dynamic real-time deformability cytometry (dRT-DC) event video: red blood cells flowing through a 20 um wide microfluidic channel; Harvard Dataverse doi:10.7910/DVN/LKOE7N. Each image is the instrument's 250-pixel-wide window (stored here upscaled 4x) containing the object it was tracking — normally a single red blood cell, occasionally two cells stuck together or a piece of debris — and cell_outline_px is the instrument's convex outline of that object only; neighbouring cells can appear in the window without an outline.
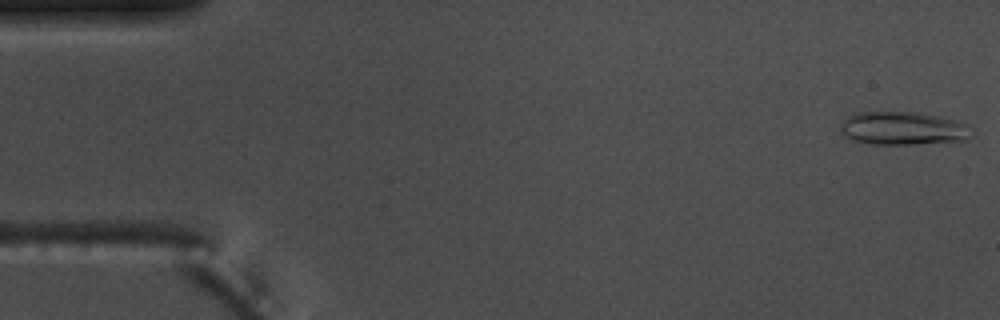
{"species": "common noctule bat (a hibernating species)", "species_latin": "Nyctalus noctula", "temperature_condition": "warm", "stored_images_in_passage": 5, "camera_frame_rate_fps": 3000, "um_per_image_px": 0.085, "animal": {"sex": "male", "body_mass_g": 17.5, "forearm_length_mm": 52.3}, "frame": {"image": 1, "passage_image": 1, "time_ms": 0.0, "image_size_px": [1000, 320], "cell_outline_px": [[976, 132], [968, 140], [912, 144], [876, 144], [856, 140], [840, 132], [840, 124], [848, 116], [856, 112], [916, 112], [936, 116], [968, 124]], "centroid_in_image_um": [76.81, 10.91], "position_along_channel_um": 8.2, "area_um2": 25.32}}